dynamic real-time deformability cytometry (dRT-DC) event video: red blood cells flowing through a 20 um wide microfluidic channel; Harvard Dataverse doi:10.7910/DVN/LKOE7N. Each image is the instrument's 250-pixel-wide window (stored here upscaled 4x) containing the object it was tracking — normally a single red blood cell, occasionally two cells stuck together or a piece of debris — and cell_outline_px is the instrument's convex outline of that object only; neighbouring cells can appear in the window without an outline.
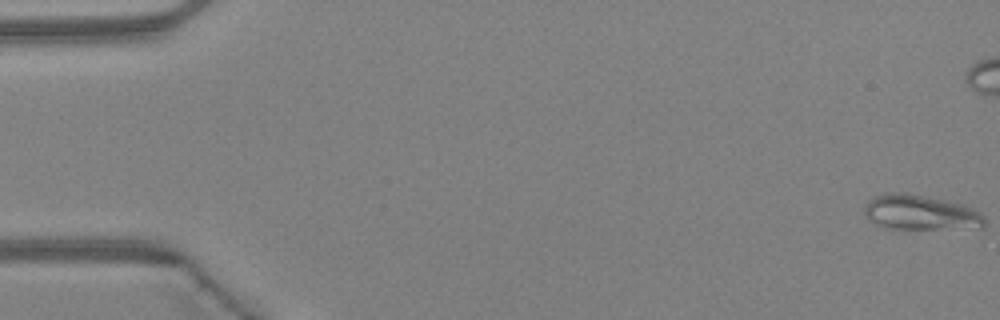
{"species": "Egyptian fruit bat (a non-hibernating species)", "species_latin": "Rousettus aegyptiacus", "temperature_condition": "warm", "stored_images_in_passage": 14, "camera_frame_rate_fps": 3000, "um_per_image_px": 0.085, "animal": {"sex": "female"}, "frame": {"image": 1, "passage_image": 1, "time_ms": 0.0, "image_size_px": [1000, 320], "cell_outline_px": [[984, 228], [884, 228], [876, 224], [864, 212], [864, 208], [868, 200], [876, 196], [892, 192], [904, 192], [960, 204], [972, 208], [980, 212], [984, 216]], "centroid_in_image_um": [78.25, 18.07], "position_along_channel_um": 6.8, "area_um2": 23.99}}